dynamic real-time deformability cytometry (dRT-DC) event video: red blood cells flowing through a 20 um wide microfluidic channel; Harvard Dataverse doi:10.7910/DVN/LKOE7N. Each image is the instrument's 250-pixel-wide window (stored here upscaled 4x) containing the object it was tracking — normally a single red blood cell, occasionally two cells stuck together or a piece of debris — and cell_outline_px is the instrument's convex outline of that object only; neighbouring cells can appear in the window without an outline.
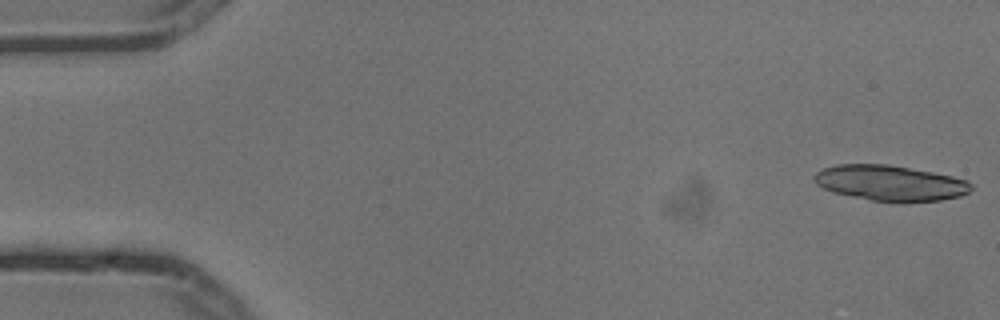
{"species": "common noctule bat (a hibernating species)", "species_latin": "Nyctalus noctula", "temperature_condition": "cold", "stored_images_in_passage": 4, "camera_frame_rate_fps": 3000, "um_per_image_px": 0.085, "animal": {"sex": "male", "body_mass_g": 13.3}, "frame": {"image": 1, "passage_image": 1, "time_ms": 0.0, "image_size_px": [1000, 320], "cell_outline_px": [[972, 188], [968, 192], [960, 196], [940, 200], [908, 204], [904, 204], [872, 200], [832, 192], [816, 184], [812, 180], [812, 176], [816, 172], [824, 168], [836, 164], [888, 164], [932, 172], [952, 176], [968, 180], [972, 184]], "centroid_in_image_um": [75.67, 15.57], "position_along_channel_um": 9.3, "area_um2": 33.0}}